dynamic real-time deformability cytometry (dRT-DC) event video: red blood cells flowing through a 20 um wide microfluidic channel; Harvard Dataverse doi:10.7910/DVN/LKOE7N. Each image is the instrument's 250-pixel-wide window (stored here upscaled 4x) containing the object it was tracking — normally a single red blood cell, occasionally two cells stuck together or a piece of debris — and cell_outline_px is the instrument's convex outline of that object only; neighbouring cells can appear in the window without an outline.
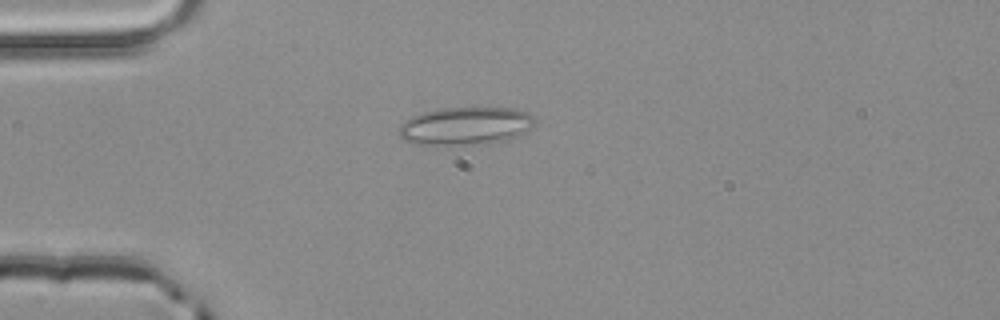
{"species": "common noctule bat (a hibernating species)", "species_latin": "Nyctalus noctula", "temperature_condition": "room temperature", "stored_images_in_passage": 1, "camera_frame_rate_fps": 3000, "um_per_image_px": 0.085, "animal": {"sex": "male", "body_mass_g": 20.4}, "frame": {"image": 1, "passage_image": 1, "time_ms": 0.0, "image_size_px": [1000, 320], "cell_outline_px": [[536, 120], [532, 128], [516, 136], [500, 140], [480, 144], [412, 144], [404, 140], [400, 136], [400, 124], [404, 120], [412, 116], [424, 112], [440, 108], [512, 108], [528, 112]], "centroid_in_image_um": [39.55, 10.69], "position_along_channel_um": 45.4, "area_um2": 29.71}}